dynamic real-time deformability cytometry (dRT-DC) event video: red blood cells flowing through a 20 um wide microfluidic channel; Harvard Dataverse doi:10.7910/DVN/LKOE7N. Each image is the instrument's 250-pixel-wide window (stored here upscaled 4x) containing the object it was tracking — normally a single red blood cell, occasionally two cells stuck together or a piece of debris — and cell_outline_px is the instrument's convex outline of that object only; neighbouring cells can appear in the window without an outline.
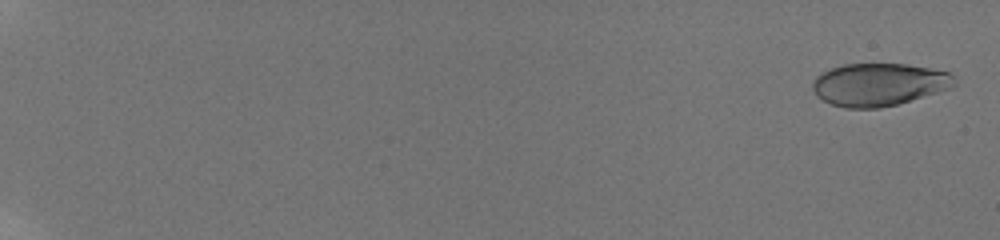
{"species": "human", "species_latin": "Homo sapiens", "temperature_condition": "room temperature", "stored_images_in_passage": 58, "camera_frame_rate_fps": 3000, "um_per_image_px": 0.085, "donor": {"sex": "male"}, "frame": {"image": 1, "passage_image": 2, "time_ms": 0.333, "image_size_px": [1000, 240], "cell_outline_px": [[956, 84], [952, 88], [896, 104], [880, 108], [844, 108], [832, 104], [816, 96], [812, 88], [812, 80], [820, 72], [844, 64], [908, 64], [948, 72], [956, 76]], "centroid_in_image_um": [74.7, 7.18], "position_along_channel_um": 10.3, "area_um2": 35.37}}
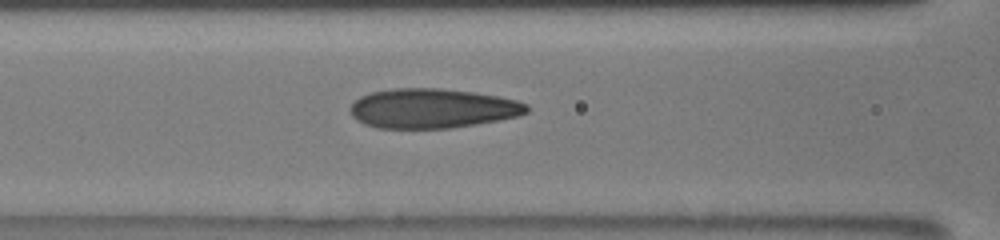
{"frame": {"image": 2, "passage_image": 30, "time_ms": 9.667, "image_size_px": [1000, 240], "cell_outline_px": [[528, 112], [516, 116], [476, 124], [452, 128], [376, 128], [364, 124], [356, 120], [352, 116], [348, 108], [360, 96], [372, 92], [392, 88], [440, 88], [472, 92], [496, 96], [516, 100], [528, 104]], "centroid_in_image_um": [36.7, 9.21], "position_along_channel_um": 129.9, "area_um2": 40.69}}
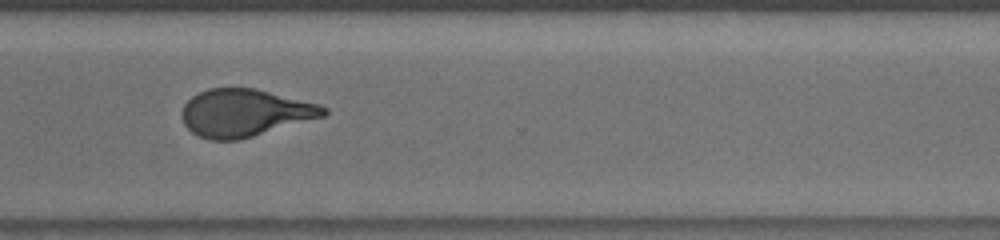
{"frame": {"image": 3, "passage_image": 47, "time_ms": 15.333, "image_size_px": [1000, 240], "cell_outline_px": [[328, 112], [324, 116], [240, 140], [208, 140], [192, 132], [184, 124], [184, 104], [192, 96], [208, 88], [256, 88], [320, 104], [328, 108]], "centroid_in_image_um": [20.84, 9.59], "position_along_channel_um": 349.8, "area_um2": 39.02}, "authors_computed_cell_mechanics": {"area_um2": 38.7838, "velocity_mm_per_s": 3.8869, "shape_relaxation_time_tau1_ms": 5.6197, "shape_relaxation_time_tau2_ms": 0.9301, "deformation_change_tau1": 0.2152, "deformation_change_tau2": 0.0922}}